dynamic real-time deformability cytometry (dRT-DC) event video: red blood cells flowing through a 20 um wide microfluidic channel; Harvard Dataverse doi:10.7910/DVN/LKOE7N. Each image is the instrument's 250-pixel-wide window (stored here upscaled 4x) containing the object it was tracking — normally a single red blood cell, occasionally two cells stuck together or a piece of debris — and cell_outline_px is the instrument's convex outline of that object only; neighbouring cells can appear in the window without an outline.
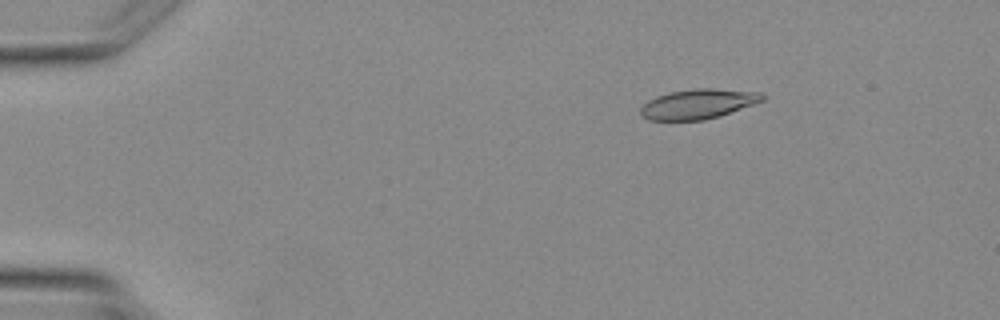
{"species": "Egyptian fruit bat (a non-hibernating species)", "species_latin": "Rousettus aegyptiacus", "temperature_condition": "warm", "stored_images_in_passage": 2, "camera_frame_rate_fps": 3000, "um_per_image_px": 0.085, "animal": {"sex": "female"}, "frame": {"image": 1, "passage_image": 1, "time_ms": 0.0, "image_size_px": [1000, 320], "cell_outline_px": [[764, 100], [704, 120], [648, 120], [640, 112], [640, 108], [648, 100], [656, 96], [672, 92], [696, 88], [712, 88], [760, 92], [764, 96]], "centroid_in_image_um": [59.3, 8.83], "position_along_channel_um": 25.7, "area_um2": 20.69}}